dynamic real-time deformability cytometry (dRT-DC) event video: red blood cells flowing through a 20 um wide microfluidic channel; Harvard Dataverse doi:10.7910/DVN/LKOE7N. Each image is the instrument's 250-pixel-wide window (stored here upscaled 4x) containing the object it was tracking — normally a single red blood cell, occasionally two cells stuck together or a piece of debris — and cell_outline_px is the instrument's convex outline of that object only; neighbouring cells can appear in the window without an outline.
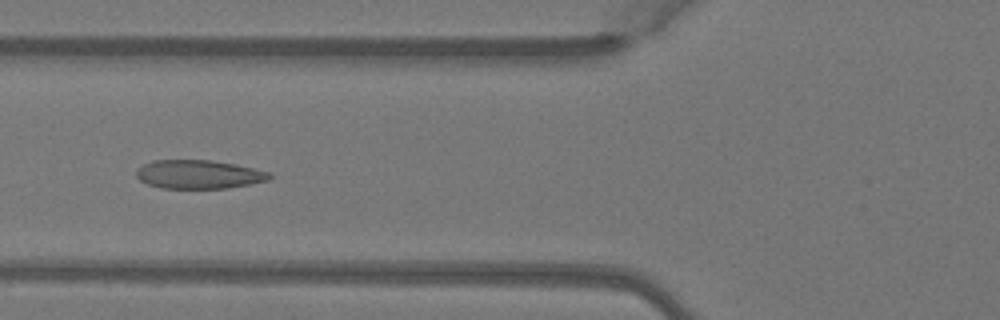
{"species": "Egyptian fruit bat (a non-hibernating species)", "species_latin": "Rousettus aegyptiacus", "temperature_condition": "warm", "stored_images_in_passage": 3, "camera_frame_rate_fps": 3000, "um_per_image_px": 0.085, "animal": {"sex": "female"}, "frame": {"image": 1, "passage_image": 3, "time_ms": 0.667, "image_size_px": [1000, 320], "cell_outline_px": [[272, 176], [268, 180], [228, 188], [160, 188], [148, 184], [140, 180], [136, 176], [136, 168], [152, 160], [212, 160], [236, 164], [272, 172]], "centroid_in_image_um": [16.89, 14.81], "position_along_channel_um": 108.9, "area_um2": 22.37}}